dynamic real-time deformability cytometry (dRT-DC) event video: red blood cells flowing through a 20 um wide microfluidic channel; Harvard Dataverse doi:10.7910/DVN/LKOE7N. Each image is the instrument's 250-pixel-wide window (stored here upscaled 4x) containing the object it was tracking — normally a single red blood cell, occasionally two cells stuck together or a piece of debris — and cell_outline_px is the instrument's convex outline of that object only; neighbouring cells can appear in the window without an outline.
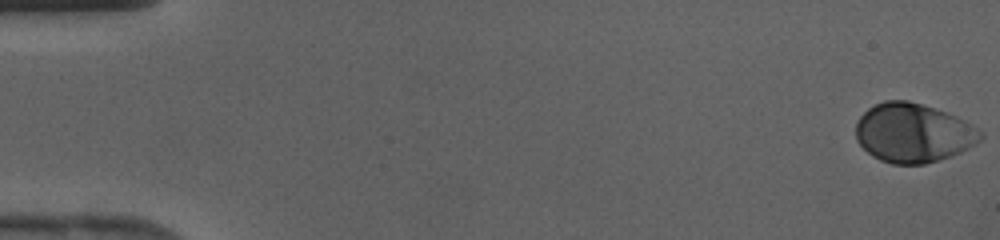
{"species": "human", "species_latin": "Homo sapiens", "temperature_condition": "cold", "stored_images_in_passage": 43, "camera_frame_rate_fps": 3000, "um_per_image_px": 0.085, "donor": {"sex": "female"}, "frame": {"image": 1, "passage_image": 1, "time_ms": 0.0, "image_size_px": [1000, 240], "cell_outline_px": [[984, 136], [976, 144], [952, 156], [940, 160], [924, 164], [892, 164], [880, 160], [872, 156], [856, 140], [856, 120], [868, 108], [884, 100], [908, 100], [956, 116], [972, 124], [984, 132]], "centroid_in_image_um": [77.63, 11.31], "position_along_channel_um": 7.4, "area_um2": 43.06}}
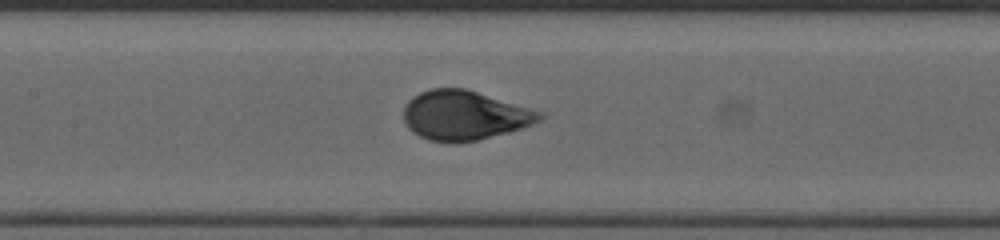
{"frame": {"image": 2, "passage_image": 21, "time_ms": 6.667, "image_size_px": [1000, 240], "cell_outline_px": [[548, 116], [532, 124], [508, 132], [476, 140], [456, 144], [452, 144], [428, 140], [412, 132], [404, 124], [404, 108], [408, 100], [420, 92], [432, 88], [464, 88], [544, 112]], "centroid_in_image_um": [39.47, 9.82], "position_along_channel_um": 167.9, "area_um2": 39.36}}
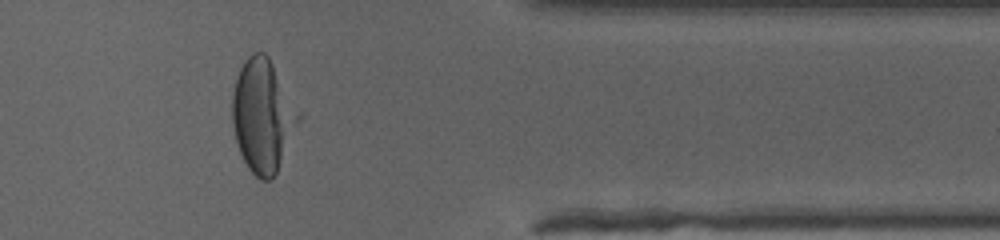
{"frame": {"image": 3, "passage_image": 36, "time_ms": 11.667, "image_size_px": [1000, 240], "cell_outline_px": [[300, 120], [276, 172], [272, 180], [260, 180], [248, 168], [240, 152], [236, 140], [232, 124], [232, 96], [236, 80], [240, 68], [244, 60], [252, 52], [264, 52], [268, 56], [300, 112]], "centroid_in_image_um": [22.32, 9.83], "position_along_channel_um": 389.1, "area_um2": 43.12}}